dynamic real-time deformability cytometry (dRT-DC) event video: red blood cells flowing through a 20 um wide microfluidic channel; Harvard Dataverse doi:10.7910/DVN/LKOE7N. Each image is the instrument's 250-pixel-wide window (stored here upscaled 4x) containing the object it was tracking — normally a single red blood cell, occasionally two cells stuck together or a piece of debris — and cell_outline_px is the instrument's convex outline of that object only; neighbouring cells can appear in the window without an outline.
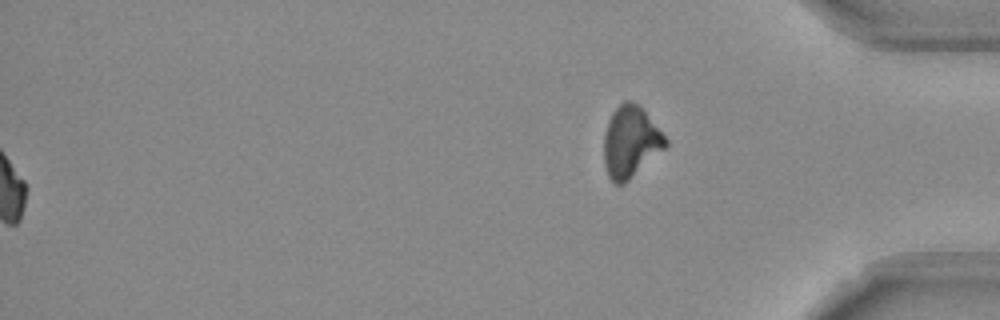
{"species": "Egyptian fruit bat (a non-hibernating species)", "species_latin": "Rousettus aegyptiacus", "temperature_condition": "room temperature", "stored_images_in_passage": 53, "segment_of_instrument_passage": [2, 2], "camera_frame_rate_fps": 3000, "um_per_image_px": 0.085, "frame": {"image": 1, "passage_image": 53, "time_ms": 17.333, "image_size_px": [1000, 320], "cell_outline_px": [[668, 144], [664, 148], [624, 184], [616, 184], [608, 176], [604, 164], [604, 132], [608, 120], [612, 112], [624, 100], [632, 100], [640, 104], [668, 140]], "centroid_in_image_um": [53.58, 12.02], "position_along_channel_um": 381.6, "area_um2": 25.61}}